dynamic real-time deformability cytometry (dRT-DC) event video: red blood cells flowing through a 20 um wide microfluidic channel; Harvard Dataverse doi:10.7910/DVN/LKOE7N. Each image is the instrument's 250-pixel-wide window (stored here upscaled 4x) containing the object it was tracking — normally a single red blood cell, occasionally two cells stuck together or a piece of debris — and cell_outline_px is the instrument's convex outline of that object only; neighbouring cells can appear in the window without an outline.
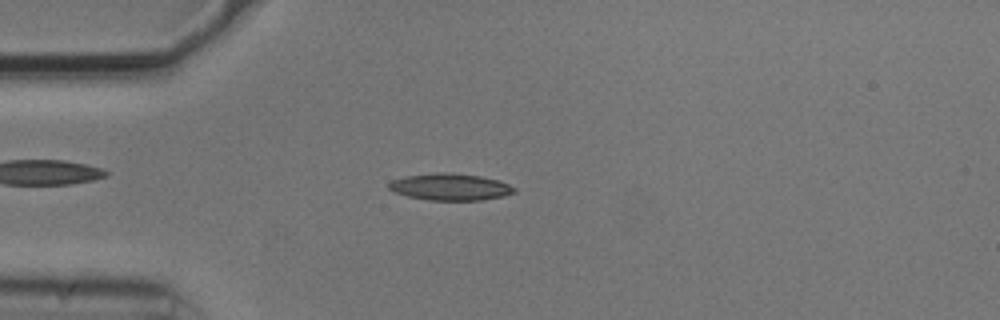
{"species": "common noctule bat (a hibernating species)", "species_latin": "Nyctalus noctula", "temperature_condition": "cold", "stored_images_in_passage": 45, "camera_frame_rate_fps": 3000, "um_per_image_px": 0.085, "animal": {"sex": "male", "body_mass_g": 20.5, "forearm_length_mm": 52.5}, "frame": {"image": 1, "passage_image": 5, "time_ms": 1.333, "image_size_px": [1000, 320], "cell_outline_px": [[516, 192], [504, 196], [480, 200], [428, 200], [408, 196], [396, 192], [388, 188], [388, 184], [392, 180], [408, 176], [436, 172], [448, 172], [480, 176], [496, 180], [508, 184], [516, 188]], "centroid_in_image_um": [38.28, 15.89], "position_along_channel_um": 46.7, "area_um2": 19.42}}
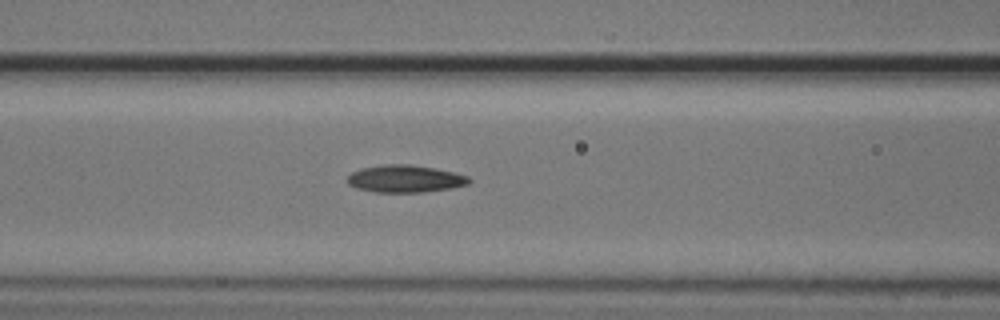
{"frame": {"image": 2, "passage_image": 13, "time_ms": 4.0, "image_size_px": [1000, 320], "cell_outline_px": [[472, 180], [468, 184], [452, 188], [424, 192], [376, 192], [356, 188], [348, 184], [348, 176], [352, 172], [364, 168], [384, 164], [412, 164], [452, 172], [468, 176]], "centroid_in_image_um": [34.45, 15.2], "position_along_channel_um": 132.2, "area_um2": 19.25}}
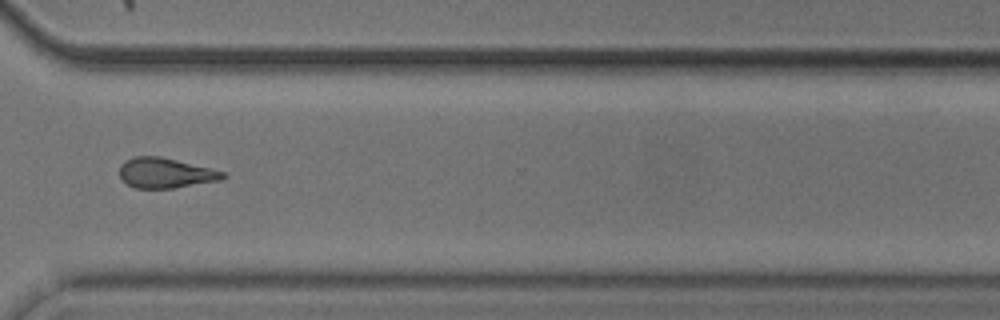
{"frame": {"image": 3, "passage_image": 31, "time_ms": 10.0, "image_size_px": [1000, 320], "cell_outline_px": [[228, 176], [220, 180], [172, 188], [136, 188], [120, 180], [120, 164], [124, 160], [132, 156], [160, 156], [224, 172]], "centroid_in_image_um": [14.0, 14.7], "position_along_channel_um": 356.6, "area_um2": 18.03}, "authors_computed_cell_mechanics": {"area_um2": 18.5538, "velocity_mm_per_s": 3.7463, "shape_relaxation_time_tau1_ms": 3.3874, "shape_relaxation_time_tau2_ms": 7.9417, "deformation_change_tau1": 0.1138, "deformation_change_tau2": 0.2046}}